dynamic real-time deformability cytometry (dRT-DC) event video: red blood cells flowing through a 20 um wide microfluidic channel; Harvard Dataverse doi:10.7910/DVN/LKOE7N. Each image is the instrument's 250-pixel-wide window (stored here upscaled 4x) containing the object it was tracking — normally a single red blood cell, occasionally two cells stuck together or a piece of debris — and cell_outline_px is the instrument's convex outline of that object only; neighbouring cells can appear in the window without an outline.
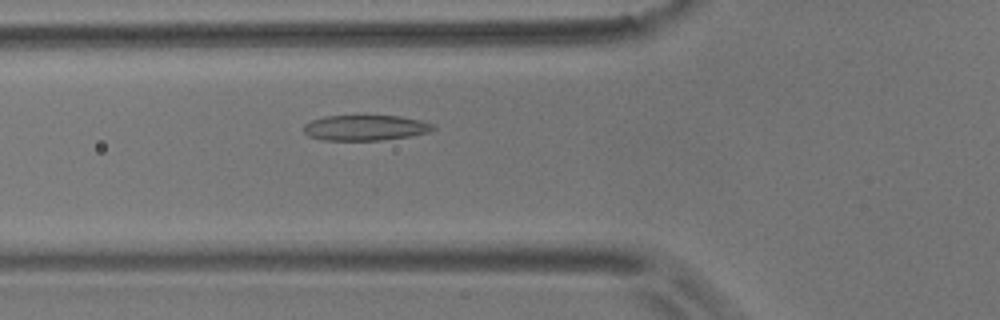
{"species": "common noctule bat (a hibernating species)", "species_latin": "Nyctalus noctula", "temperature_condition": "room temperature", "stored_images_in_passage": 2, "camera_frame_rate_fps": 3000, "um_per_image_px": 0.085, "animal": {"sex": "male", "body_mass_g": 17.9}, "frame": {"image": 1, "passage_image": 2, "time_ms": 1.667, "image_size_px": [1000, 320], "cell_outline_px": [[436, 128], [428, 132], [412, 136], [384, 140], [324, 140], [308, 136], [304, 132], [304, 124], [312, 120], [324, 116], [400, 116], [420, 120], [432, 124]], "centroid_in_image_um": [31.05, 10.86], "position_along_channel_um": 94.7, "area_um2": 19.19}}